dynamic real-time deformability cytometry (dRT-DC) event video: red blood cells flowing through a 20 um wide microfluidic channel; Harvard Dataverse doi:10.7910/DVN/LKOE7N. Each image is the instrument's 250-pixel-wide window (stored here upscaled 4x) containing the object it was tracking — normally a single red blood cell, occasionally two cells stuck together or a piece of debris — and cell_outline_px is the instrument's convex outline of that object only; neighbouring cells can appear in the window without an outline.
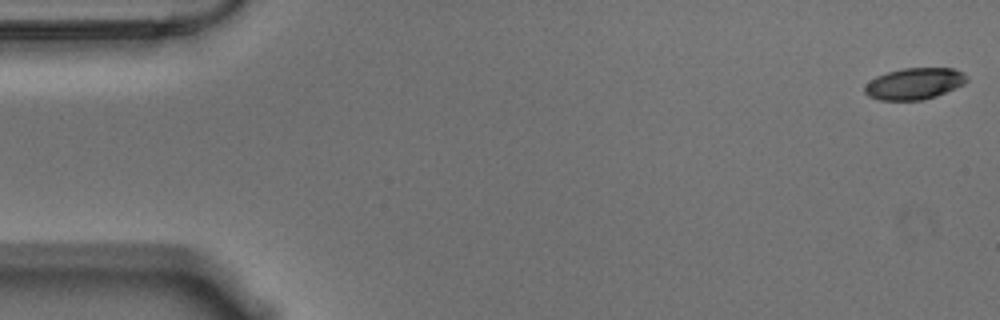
{"species": "Egyptian fruit bat (a non-hibernating species)", "species_latin": "Rousettus aegyptiacus", "temperature_condition": "warm", "stored_images_in_passage": 49, "camera_frame_rate_fps": 3000, "um_per_image_px": 0.085, "animal": {"sex": "male"}, "frame": {"image": 1, "passage_image": 1, "time_ms": 0.0, "image_size_px": [1000, 320], "cell_outline_px": [[968, 80], [964, 84], [936, 96], [920, 100], [880, 100], [868, 96], [864, 92], [864, 84], [876, 76], [888, 72], [904, 68], [952, 68], [964, 72], [968, 76]], "centroid_in_image_um": [77.71, 7.1], "position_along_channel_um": 7.3, "area_um2": 18.79}}